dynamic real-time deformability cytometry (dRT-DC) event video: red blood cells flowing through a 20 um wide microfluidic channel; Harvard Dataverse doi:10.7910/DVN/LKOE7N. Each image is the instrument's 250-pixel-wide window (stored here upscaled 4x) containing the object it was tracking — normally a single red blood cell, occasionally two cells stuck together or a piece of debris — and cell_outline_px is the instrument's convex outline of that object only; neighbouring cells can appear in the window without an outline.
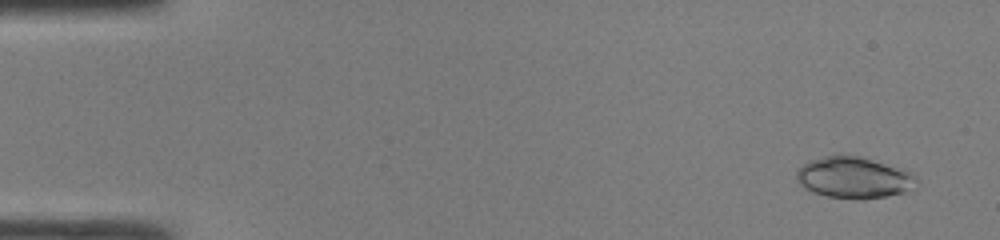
{"species": "common noctule bat (a hibernating species)", "species_latin": "Nyctalus noctula", "temperature_condition": "room temperature", "stored_images_in_passage": 47, "camera_frame_rate_fps": 3000, "um_per_image_px": 0.085, "animal": {"sex": "male", "body_mass_g": 19.0, "forearm_length_mm": 50.8}, "frame": {"image": 1, "passage_image": 3, "time_ms": 0.667, "image_size_px": [1000, 240], "cell_outline_px": [[916, 188], [904, 192], [864, 200], [856, 200], [828, 196], [812, 192], [804, 188], [796, 180], [796, 172], [808, 160], [840, 152], [860, 156], [900, 168], [912, 172], [916, 176]], "centroid_in_image_um": [72.56, 15.08], "position_along_channel_um": 12.4, "area_um2": 29.48}}
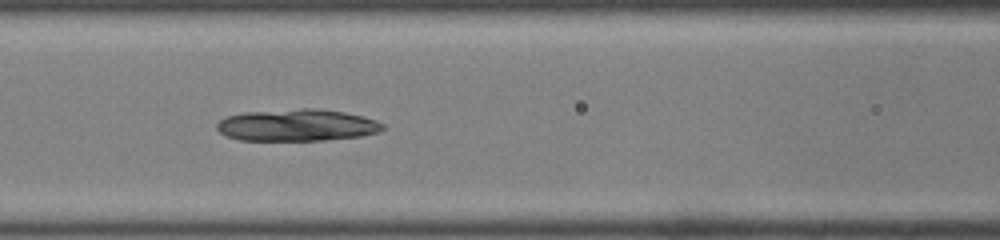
{"frame": {"image": 2, "passage_image": 21, "time_ms": 6.667, "image_size_px": [1000, 240], "cell_outline_px": [[388, 128], [380, 132], [360, 136], [324, 140], [240, 140], [224, 136], [216, 128], [216, 124], [220, 120], [228, 116], [244, 112], [300, 108], [320, 108], [344, 112], [364, 116], [376, 120], [384, 124]], "centroid_in_image_um": [25.28, 10.63], "position_along_channel_um": 141.3, "area_um2": 31.21}}
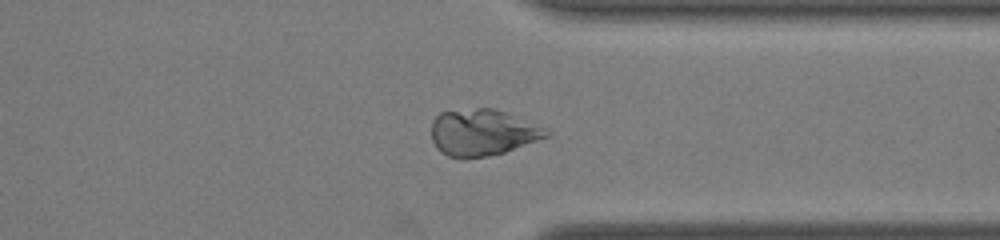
{"frame": {"image": 3, "passage_image": 37, "time_ms": 12.0, "image_size_px": [1000, 240], "cell_outline_px": [[552, 132], [548, 136], [504, 152], [488, 156], [464, 160], [448, 156], [440, 152], [436, 148], [432, 140], [432, 120], [440, 112], [476, 108], [492, 108], [504, 112], [548, 128]], "centroid_in_image_um": [40.99, 11.28], "position_along_channel_um": 370.4, "area_um2": 31.27}}